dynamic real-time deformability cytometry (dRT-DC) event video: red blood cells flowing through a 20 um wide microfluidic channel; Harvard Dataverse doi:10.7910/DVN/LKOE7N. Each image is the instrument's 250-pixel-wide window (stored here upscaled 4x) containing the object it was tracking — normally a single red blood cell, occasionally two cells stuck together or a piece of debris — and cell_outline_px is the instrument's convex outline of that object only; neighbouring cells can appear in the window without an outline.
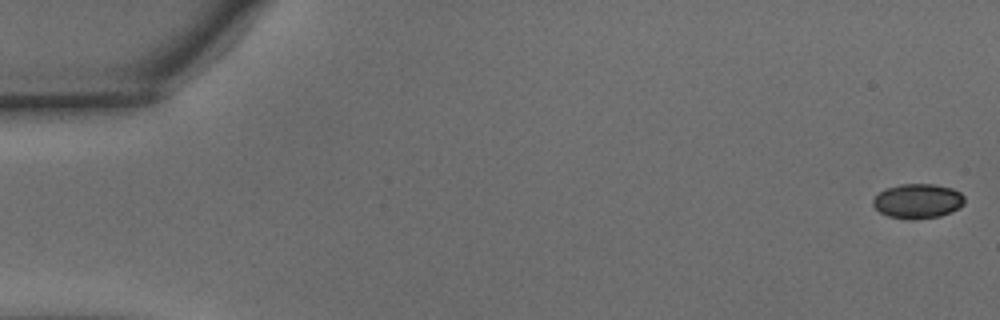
{"species": "common noctule bat (a hibernating species)", "species_latin": "Nyctalus noctula", "temperature_condition": "warm", "stored_images_in_passage": 54, "camera_frame_rate_fps": 3000, "um_per_image_px": 0.085, "animal": {"sex": "male", "body_mass_g": 15.6}, "frame": {"image": 1, "passage_image": 1, "time_ms": 0.0, "image_size_px": [1000, 320], "cell_outline_px": [[964, 204], [960, 208], [952, 212], [940, 216], [912, 220], [908, 220], [888, 216], [880, 212], [872, 204], [872, 200], [884, 188], [900, 184], [932, 184], [952, 188], [960, 192], [964, 196]], "centroid_in_image_um": [78.01, 17.1], "position_along_channel_um": 7.0, "area_um2": 18.67}}
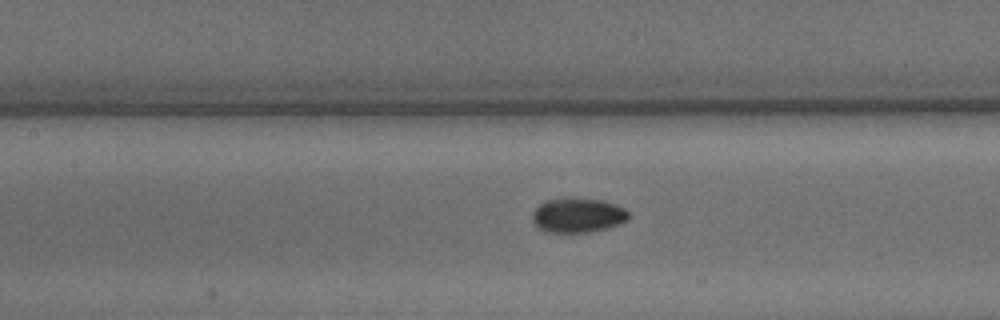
{"frame": {"image": 2, "passage_image": 25, "time_ms": 8.0, "image_size_px": [1000, 320], "cell_outline_px": [[632, 216], [628, 220], [620, 224], [608, 228], [588, 232], [548, 232], [536, 228], [532, 220], [532, 212], [540, 204], [548, 200], [600, 200], [616, 204], [624, 208]], "centroid_in_image_um": [49.14, 18.34], "position_along_channel_um": 158.3, "area_um2": 19.07}}
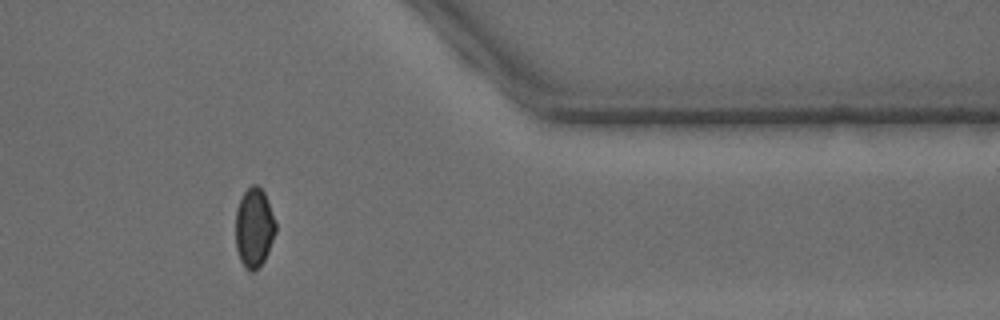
{"frame": {"image": 3, "passage_image": 45, "time_ms": 14.667, "image_size_px": [1000, 320], "cell_outline_px": [[276, 232], [268, 252], [264, 260], [252, 272], [244, 268], [240, 260], [236, 248], [236, 208], [244, 192], [252, 184], [256, 184], [264, 192], [268, 200], [276, 220]], "centroid_in_image_um": [21.61, 19.34], "position_along_channel_um": 389.8, "area_um2": 18.61}, "authors_computed_cell_mechanics": {"area_um2": 18.8428, "velocity_mm_per_s": 3.7564, "shape_relaxation_time_tau1_ms": 4.5256, "shape_relaxation_time_tau2_ms": 1.2428, "deformation_change_tau1": 0.1143, "deformation_change_tau2": 0.0392}}